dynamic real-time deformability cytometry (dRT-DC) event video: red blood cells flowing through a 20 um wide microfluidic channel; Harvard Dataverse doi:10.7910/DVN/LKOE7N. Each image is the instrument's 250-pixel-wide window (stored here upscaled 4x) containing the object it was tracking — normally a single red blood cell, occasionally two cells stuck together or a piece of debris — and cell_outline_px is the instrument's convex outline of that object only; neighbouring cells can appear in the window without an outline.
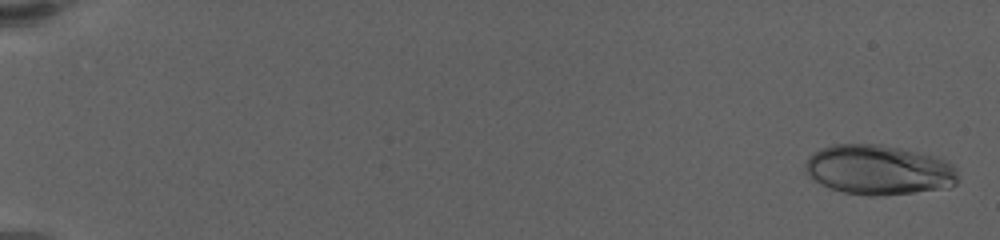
{"species": "human", "species_latin": "Homo sapiens", "temperature_condition": "warm", "stored_images_in_passage": 28, "camera_frame_rate_fps": 3000, "um_per_image_px": 0.085, "donor": {"sex": "female"}, "frame": {"image": 1, "passage_image": 1, "time_ms": 0.0, "image_size_px": [1000, 240], "cell_outline_px": [[956, 184], [948, 188], [880, 196], [868, 196], [844, 192], [820, 184], [812, 180], [804, 172], [804, 164], [812, 152], [832, 144], [880, 144], [932, 156], [952, 164], [956, 168]], "centroid_in_image_um": [74.62, 14.45], "position_along_channel_um": 10.4, "area_um2": 44.27}}
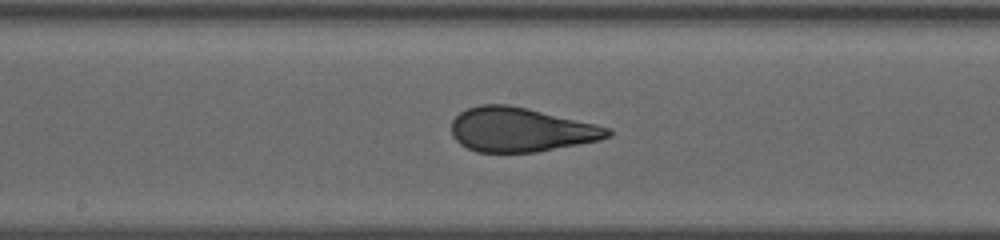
{"frame": {"image": 2, "passage_image": 17, "time_ms": 11.333, "image_size_px": [1000, 240], "cell_outline_px": [[612, 136], [600, 140], [580, 144], [536, 152], [476, 152], [460, 144], [452, 136], [452, 120], [460, 112], [468, 108], [480, 104], [508, 104], [528, 108], [596, 124], [612, 128]], "centroid_in_image_um": [44.28, 11.02], "position_along_channel_um": 203.9, "area_um2": 40.46}}
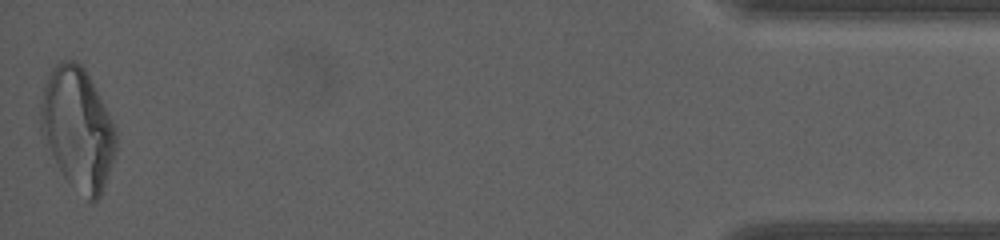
{"frame": {"image": 3, "passage_image": 28, "time_ms": 20.333, "image_size_px": [1000, 240], "cell_outline_px": [[116, 148], [100, 196], [96, 200], [88, 200], [64, 176], [56, 164], [40, 128], [40, 104], [44, 88], [52, 68], [60, 60], [72, 60], [80, 64], [84, 68], [116, 132]], "centroid_in_image_um": [6.57, 10.91], "position_along_channel_um": 428.6, "area_um2": 51.67}, "authors_computed_cell_mechanics": {"area_um2": 40.8646, "velocity_mm_per_s": 3.3719, "shape_relaxation_time_tau1_ms": 8.485, "shape_relaxation_time_tau2_ms": null, "deformation_change_tau1": 0.2445, "deformation_change_tau2": null}}